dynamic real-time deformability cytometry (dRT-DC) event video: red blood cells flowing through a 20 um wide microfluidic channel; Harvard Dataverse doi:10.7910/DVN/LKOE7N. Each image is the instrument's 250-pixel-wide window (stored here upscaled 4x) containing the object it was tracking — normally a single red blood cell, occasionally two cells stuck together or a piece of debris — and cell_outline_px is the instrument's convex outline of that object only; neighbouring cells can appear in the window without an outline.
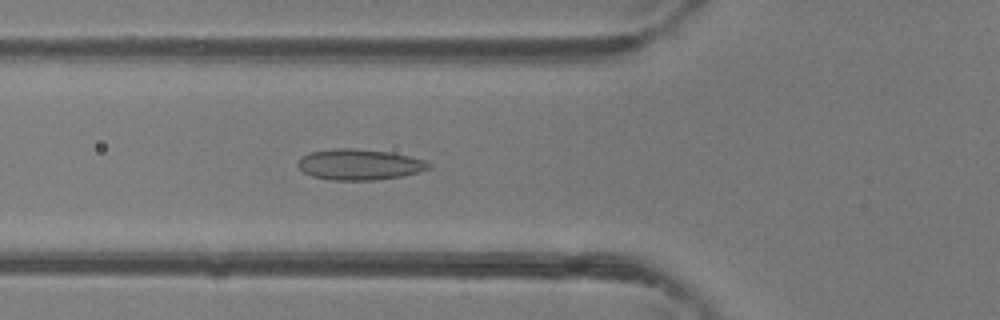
{"species": "common noctule bat (a hibernating species)", "species_latin": "Nyctalus noctula", "temperature_condition": "room temperature", "stored_images_in_passage": 37, "camera_frame_rate_fps": 3000, "um_per_image_px": 0.085, "animal": {"sex": "female"}, "frame": {"image": 1, "passage_image": 7, "time_ms": 2.0, "image_size_px": [1000, 320], "cell_outline_px": [[432, 168], [420, 172], [400, 176], [376, 180], [332, 180], [312, 176], [304, 172], [296, 164], [304, 156], [312, 152], [332, 148], [356, 148], [392, 152], [424, 160]], "centroid_in_image_um": [30.56, 13.98], "position_along_channel_um": 95.2, "area_um2": 23.41}}
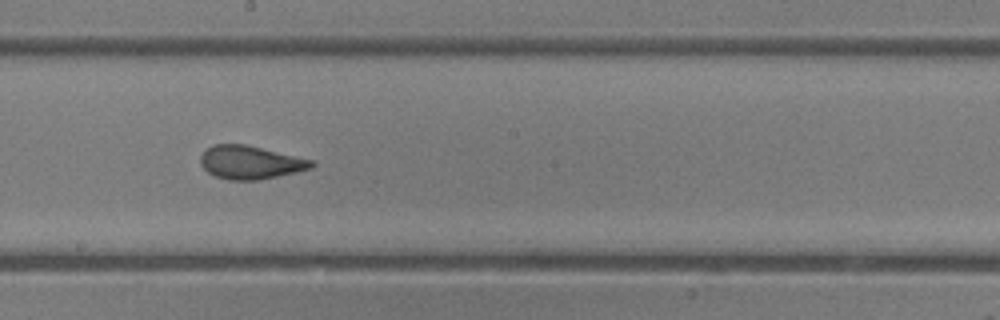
{"frame": {"image": 2, "passage_image": 16, "time_ms": 5.0, "image_size_px": [1000, 320], "cell_outline_px": [[316, 164], [312, 168], [296, 172], [260, 180], [228, 180], [216, 176], [208, 172], [200, 164], [200, 156], [212, 144], [244, 144], [316, 160]], "centroid_in_image_um": [21.32, 13.8], "position_along_channel_um": 226.9, "area_um2": 21.68}}
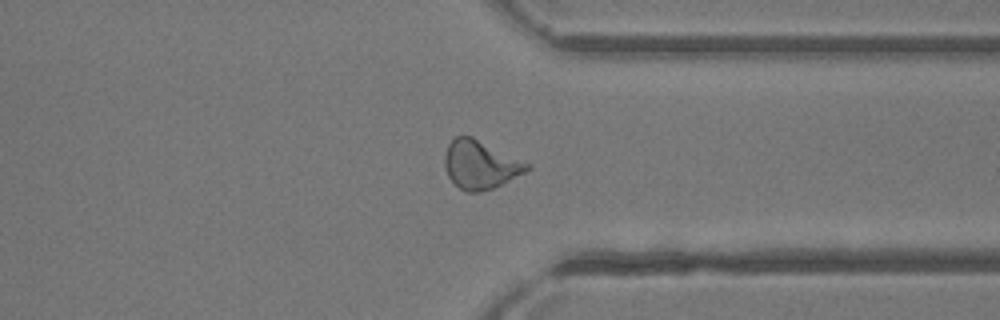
{"frame": {"image": 3, "passage_image": 26, "time_ms": 8.333, "image_size_px": [1000, 320], "cell_outline_px": [[532, 168], [492, 188], [480, 192], [468, 192], [460, 188], [448, 176], [444, 164], [444, 156], [448, 144], [456, 136], [472, 136], [532, 164]], "centroid_in_image_um": [40.83, 13.98], "position_along_channel_um": 370.6, "area_um2": 23.06}, "authors_computed_cell_mechanics": {"area_um2": 22.7732, "velocity_mm_per_s": 4.3671, "shape_relaxation_time_tau1_ms": 9.3652, "shape_relaxation_time_tau2_ms": 1.0682, "deformation_change_tau1": 0.224, "deformation_change_tau2": 0.0761}}